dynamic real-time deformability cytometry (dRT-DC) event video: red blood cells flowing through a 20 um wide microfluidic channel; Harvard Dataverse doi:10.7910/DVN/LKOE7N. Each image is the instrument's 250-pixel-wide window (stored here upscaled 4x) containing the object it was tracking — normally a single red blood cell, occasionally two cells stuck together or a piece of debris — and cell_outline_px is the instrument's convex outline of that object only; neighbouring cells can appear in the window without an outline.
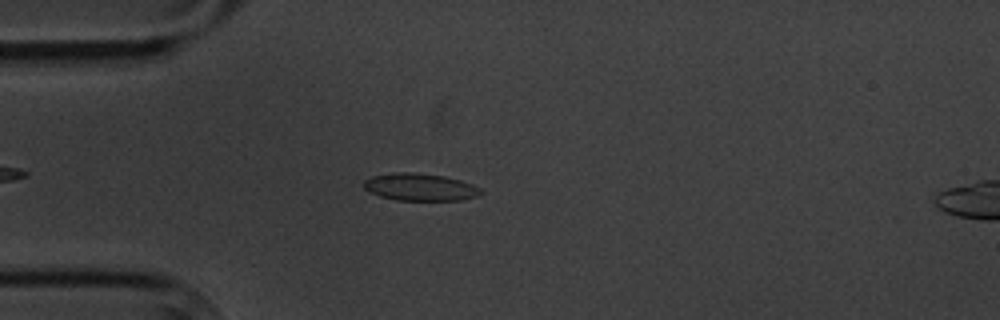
{"species": "common noctule bat (a hibernating species)", "species_latin": "Nyctalus noctula", "temperature_condition": "cold", "stored_images_in_passage": 9, "camera_frame_rate_fps": 3000, "um_per_image_px": 0.085, "animal": {"sex": "male", "body_mass_g": 20.1, "forearm_length_mm": 53.5}, "frame": {"image": 1, "passage_image": 3, "time_ms": 2.333, "image_size_px": [1000, 320], "cell_outline_px": [[484, 192], [476, 196], [460, 200], [396, 200], [380, 196], [368, 192], [364, 188], [364, 180], [372, 176], [392, 172], [412, 172], [444, 176], [460, 180], [472, 184], [480, 188]], "centroid_in_image_um": [35.68, 15.9], "position_along_channel_um": 49.3, "area_um2": 18.67}}
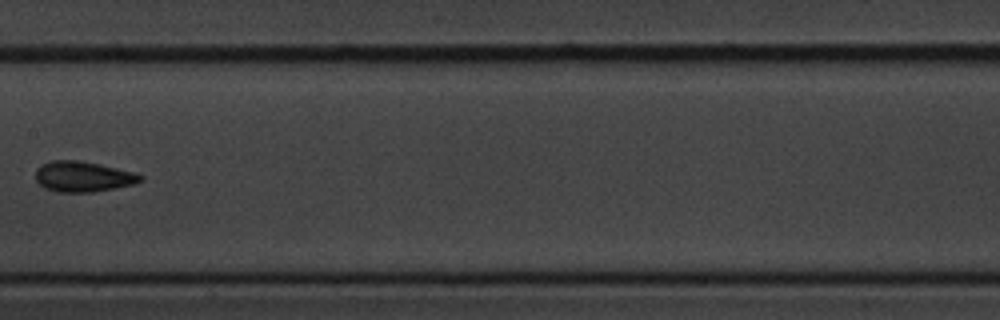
{"frame": {"image": 2, "passage_image": 7, "time_ms": 7.0, "image_size_px": [1000, 320], "cell_outline_px": [[144, 180], [136, 184], [92, 192], [56, 192], [44, 188], [36, 180], [36, 168], [40, 164], [52, 160], [76, 160], [100, 164], [132, 172], [144, 176]], "centroid_in_image_um": [7.04, 15.01], "position_along_channel_um": 200.4, "area_um2": 18.73}}
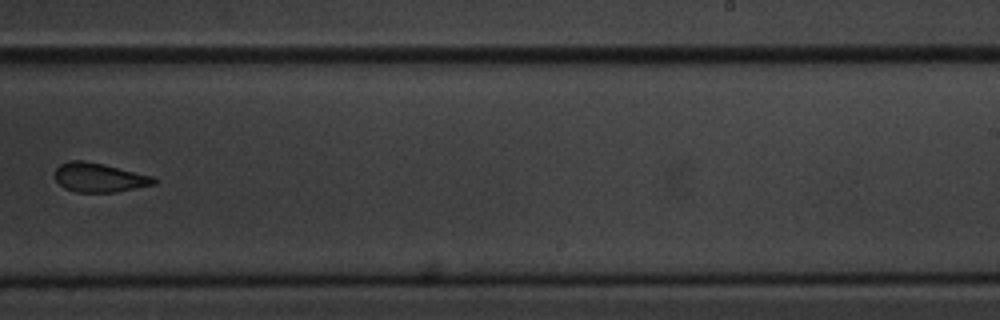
{"frame": {"image": 3, "passage_image": 9, "time_ms": 9.333, "image_size_px": [1000, 320], "cell_outline_px": [[156, 184], [116, 192], [76, 192], [64, 188], [56, 180], [56, 168], [60, 164], [68, 160], [84, 160], [104, 164], [156, 176]], "centroid_in_image_um": [8.47, 15.08], "position_along_channel_um": 280.5, "area_um2": 16.99}}